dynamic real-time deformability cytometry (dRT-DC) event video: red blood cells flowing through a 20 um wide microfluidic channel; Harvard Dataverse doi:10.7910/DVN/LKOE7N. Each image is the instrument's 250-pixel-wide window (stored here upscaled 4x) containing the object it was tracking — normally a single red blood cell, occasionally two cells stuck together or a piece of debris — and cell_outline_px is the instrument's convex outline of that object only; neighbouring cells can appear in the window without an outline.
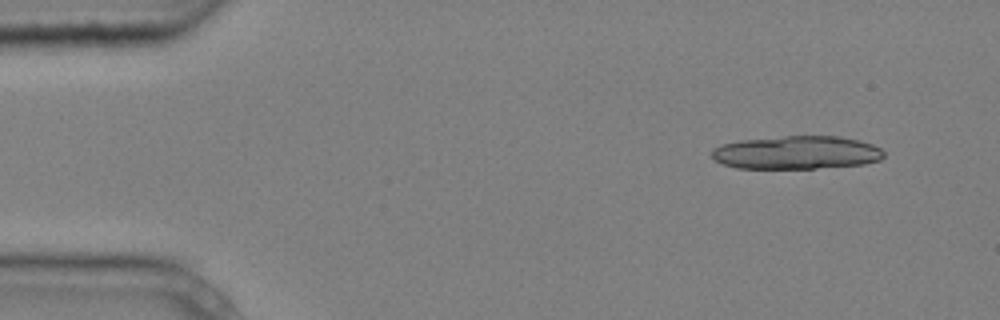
{"species": "common noctule bat (a hibernating species)", "species_latin": "Nyctalus noctula", "temperature_condition": "cold", "stored_images_in_passage": 4, "camera_frame_rate_fps": 3000, "um_per_image_px": 0.085, "animal": {"sex": "male", "body_mass_g": 20.4}, "frame": {"image": 1, "passage_image": 2, "time_ms": 0.333, "image_size_px": [1000, 320], "cell_outline_px": [[884, 156], [880, 160], [864, 164], [816, 168], [736, 168], [724, 164], [716, 160], [712, 156], [712, 148], [720, 144], [740, 140], [784, 136], [840, 136], [860, 140], [872, 144], [880, 148], [884, 152]], "centroid_in_image_um": [67.72, 12.96], "position_along_channel_um": 17.3, "area_um2": 33.41}}